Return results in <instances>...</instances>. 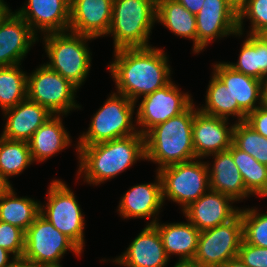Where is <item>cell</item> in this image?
I'll list each match as a JSON object with an SVG mask.
<instances>
[{
  "mask_svg": "<svg viewBox=\"0 0 267 267\" xmlns=\"http://www.w3.org/2000/svg\"><path fill=\"white\" fill-rule=\"evenodd\" d=\"M115 59L108 66L115 80L117 94L126 96L136 104L171 82L168 58L155 47L123 48L114 51Z\"/></svg>",
  "mask_w": 267,
  "mask_h": 267,
  "instance_id": "1",
  "label": "cell"
},
{
  "mask_svg": "<svg viewBox=\"0 0 267 267\" xmlns=\"http://www.w3.org/2000/svg\"><path fill=\"white\" fill-rule=\"evenodd\" d=\"M80 166L89 184H100L116 177L137 160H145V137L139 132L94 145H77Z\"/></svg>",
  "mask_w": 267,
  "mask_h": 267,
  "instance_id": "2",
  "label": "cell"
},
{
  "mask_svg": "<svg viewBox=\"0 0 267 267\" xmlns=\"http://www.w3.org/2000/svg\"><path fill=\"white\" fill-rule=\"evenodd\" d=\"M193 103L182 113L150 129L145 135V160L158 163L157 170L195 160L192 126Z\"/></svg>",
  "mask_w": 267,
  "mask_h": 267,
  "instance_id": "3",
  "label": "cell"
},
{
  "mask_svg": "<svg viewBox=\"0 0 267 267\" xmlns=\"http://www.w3.org/2000/svg\"><path fill=\"white\" fill-rule=\"evenodd\" d=\"M156 21V0H113L108 34L113 36L114 51L150 47L148 39Z\"/></svg>",
  "mask_w": 267,
  "mask_h": 267,
  "instance_id": "4",
  "label": "cell"
},
{
  "mask_svg": "<svg viewBox=\"0 0 267 267\" xmlns=\"http://www.w3.org/2000/svg\"><path fill=\"white\" fill-rule=\"evenodd\" d=\"M91 39L95 38L70 31L44 35V48L50 59L45 65L80 88L91 67V53L86 46Z\"/></svg>",
  "mask_w": 267,
  "mask_h": 267,
  "instance_id": "5",
  "label": "cell"
},
{
  "mask_svg": "<svg viewBox=\"0 0 267 267\" xmlns=\"http://www.w3.org/2000/svg\"><path fill=\"white\" fill-rule=\"evenodd\" d=\"M67 250L77 256L82 250L39 214L25 231V248L21 263L33 267H61L59 261Z\"/></svg>",
  "mask_w": 267,
  "mask_h": 267,
  "instance_id": "6",
  "label": "cell"
},
{
  "mask_svg": "<svg viewBox=\"0 0 267 267\" xmlns=\"http://www.w3.org/2000/svg\"><path fill=\"white\" fill-rule=\"evenodd\" d=\"M135 103L121 94L113 93L94 114L90 127L78 145H94L138 133L133 125ZM134 126V127H133Z\"/></svg>",
  "mask_w": 267,
  "mask_h": 267,
  "instance_id": "7",
  "label": "cell"
},
{
  "mask_svg": "<svg viewBox=\"0 0 267 267\" xmlns=\"http://www.w3.org/2000/svg\"><path fill=\"white\" fill-rule=\"evenodd\" d=\"M162 186L163 200L182 205V211L209 191L207 162L199 159L169 165L157 170Z\"/></svg>",
  "mask_w": 267,
  "mask_h": 267,
  "instance_id": "8",
  "label": "cell"
},
{
  "mask_svg": "<svg viewBox=\"0 0 267 267\" xmlns=\"http://www.w3.org/2000/svg\"><path fill=\"white\" fill-rule=\"evenodd\" d=\"M48 189V203L40 205V214L83 251L85 221L76 196L61 180L51 182Z\"/></svg>",
  "mask_w": 267,
  "mask_h": 267,
  "instance_id": "9",
  "label": "cell"
},
{
  "mask_svg": "<svg viewBox=\"0 0 267 267\" xmlns=\"http://www.w3.org/2000/svg\"><path fill=\"white\" fill-rule=\"evenodd\" d=\"M243 241L241 214L232 220L204 231H200L194 263L201 267H220L237 257Z\"/></svg>",
  "mask_w": 267,
  "mask_h": 267,
  "instance_id": "10",
  "label": "cell"
},
{
  "mask_svg": "<svg viewBox=\"0 0 267 267\" xmlns=\"http://www.w3.org/2000/svg\"><path fill=\"white\" fill-rule=\"evenodd\" d=\"M76 90L73 84L45 64L28 76L27 98L53 115H67L74 108H80L74 100Z\"/></svg>",
  "mask_w": 267,
  "mask_h": 267,
  "instance_id": "11",
  "label": "cell"
},
{
  "mask_svg": "<svg viewBox=\"0 0 267 267\" xmlns=\"http://www.w3.org/2000/svg\"><path fill=\"white\" fill-rule=\"evenodd\" d=\"M192 101L190 95L178 90L172 81L143 97L136 113L135 121L142 128L138 132L145 135L154 126L184 112Z\"/></svg>",
  "mask_w": 267,
  "mask_h": 267,
  "instance_id": "12",
  "label": "cell"
},
{
  "mask_svg": "<svg viewBox=\"0 0 267 267\" xmlns=\"http://www.w3.org/2000/svg\"><path fill=\"white\" fill-rule=\"evenodd\" d=\"M37 34L16 12L5 5L0 11V67L21 65Z\"/></svg>",
  "mask_w": 267,
  "mask_h": 267,
  "instance_id": "13",
  "label": "cell"
},
{
  "mask_svg": "<svg viewBox=\"0 0 267 267\" xmlns=\"http://www.w3.org/2000/svg\"><path fill=\"white\" fill-rule=\"evenodd\" d=\"M196 16L197 53L215 38L241 34L238 31V15L226 0H205Z\"/></svg>",
  "mask_w": 267,
  "mask_h": 267,
  "instance_id": "14",
  "label": "cell"
},
{
  "mask_svg": "<svg viewBox=\"0 0 267 267\" xmlns=\"http://www.w3.org/2000/svg\"><path fill=\"white\" fill-rule=\"evenodd\" d=\"M227 119L205 114L195 109L192 138L196 159L226 151L233 140V127Z\"/></svg>",
  "mask_w": 267,
  "mask_h": 267,
  "instance_id": "15",
  "label": "cell"
},
{
  "mask_svg": "<svg viewBox=\"0 0 267 267\" xmlns=\"http://www.w3.org/2000/svg\"><path fill=\"white\" fill-rule=\"evenodd\" d=\"M113 0H71L69 31L93 38L108 34Z\"/></svg>",
  "mask_w": 267,
  "mask_h": 267,
  "instance_id": "16",
  "label": "cell"
},
{
  "mask_svg": "<svg viewBox=\"0 0 267 267\" xmlns=\"http://www.w3.org/2000/svg\"><path fill=\"white\" fill-rule=\"evenodd\" d=\"M70 3L71 0H28L16 13L35 33L69 32Z\"/></svg>",
  "mask_w": 267,
  "mask_h": 267,
  "instance_id": "17",
  "label": "cell"
},
{
  "mask_svg": "<svg viewBox=\"0 0 267 267\" xmlns=\"http://www.w3.org/2000/svg\"><path fill=\"white\" fill-rule=\"evenodd\" d=\"M229 202L235 201L228 195L209 189L208 193L192 202L183 213L199 231H204L229 222L239 213Z\"/></svg>",
  "mask_w": 267,
  "mask_h": 267,
  "instance_id": "18",
  "label": "cell"
},
{
  "mask_svg": "<svg viewBox=\"0 0 267 267\" xmlns=\"http://www.w3.org/2000/svg\"><path fill=\"white\" fill-rule=\"evenodd\" d=\"M169 258L154 225H146L127 250L113 262L126 267H166Z\"/></svg>",
  "mask_w": 267,
  "mask_h": 267,
  "instance_id": "19",
  "label": "cell"
},
{
  "mask_svg": "<svg viewBox=\"0 0 267 267\" xmlns=\"http://www.w3.org/2000/svg\"><path fill=\"white\" fill-rule=\"evenodd\" d=\"M7 117L1 136L9 140L28 142L35 131L52 116L45 107L28 98L3 111Z\"/></svg>",
  "mask_w": 267,
  "mask_h": 267,
  "instance_id": "20",
  "label": "cell"
},
{
  "mask_svg": "<svg viewBox=\"0 0 267 267\" xmlns=\"http://www.w3.org/2000/svg\"><path fill=\"white\" fill-rule=\"evenodd\" d=\"M213 66V73L228 87L233 104H238L247 115L262 106V81L235 71L227 62Z\"/></svg>",
  "mask_w": 267,
  "mask_h": 267,
  "instance_id": "21",
  "label": "cell"
},
{
  "mask_svg": "<svg viewBox=\"0 0 267 267\" xmlns=\"http://www.w3.org/2000/svg\"><path fill=\"white\" fill-rule=\"evenodd\" d=\"M154 183L131 187L119 202V213L123 218H146L158 215L164 200L161 179L157 172Z\"/></svg>",
  "mask_w": 267,
  "mask_h": 267,
  "instance_id": "22",
  "label": "cell"
},
{
  "mask_svg": "<svg viewBox=\"0 0 267 267\" xmlns=\"http://www.w3.org/2000/svg\"><path fill=\"white\" fill-rule=\"evenodd\" d=\"M213 155L215 161L212 169L209 167L210 164H207L210 190L228 195L234 201H239L252 195L244 185L232 154L226 150Z\"/></svg>",
  "mask_w": 267,
  "mask_h": 267,
  "instance_id": "23",
  "label": "cell"
},
{
  "mask_svg": "<svg viewBox=\"0 0 267 267\" xmlns=\"http://www.w3.org/2000/svg\"><path fill=\"white\" fill-rule=\"evenodd\" d=\"M156 218H153L154 220L148 225H154L157 228L167 257L170 258V254H176L179 256V262L193 261L200 231L189 221L188 223L159 224Z\"/></svg>",
  "mask_w": 267,
  "mask_h": 267,
  "instance_id": "24",
  "label": "cell"
},
{
  "mask_svg": "<svg viewBox=\"0 0 267 267\" xmlns=\"http://www.w3.org/2000/svg\"><path fill=\"white\" fill-rule=\"evenodd\" d=\"M71 144L60 115L50 116L28 141L33 162L44 161Z\"/></svg>",
  "mask_w": 267,
  "mask_h": 267,
  "instance_id": "25",
  "label": "cell"
},
{
  "mask_svg": "<svg viewBox=\"0 0 267 267\" xmlns=\"http://www.w3.org/2000/svg\"><path fill=\"white\" fill-rule=\"evenodd\" d=\"M156 21L161 22L175 35L194 41L197 53L196 16L177 0H156Z\"/></svg>",
  "mask_w": 267,
  "mask_h": 267,
  "instance_id": "26",
  "label": "cell"
},
{
  "mask_svg": "<svg viewBox=\"0 0 267 267\" xmlns=\"http://www.w3.org/2000/svg\"><path fill=\"white\" fill-rule=\"evenodd\" d=\"M235 71L263 81L267 77V44L259 35L248 34L238 62L228 63Z\"/></svg>",
  "mask_w": 267,
  "mask_h": 267,
  "instance_id": "27",
  "label": "cell"
},
{
  "mask_svg": "<svg viewBox=\"0 0 267 267\" xmlns=\"http://www.w3.org/2000/svg\"><path fill=\"white\" fill-rule=\"evenodd\" d=\"M12 189L0 198V221L26 231L40 214V203L31 198L16 197Z\"/></svg>",
  "mask_w": 267,
  "mask_h": 267,
  "instance_id": "28",
  "label": "cell"
},
{
  "mask_svg": "<svg viewBox=\"0 0 267 267\" xmlns=\"http://www.w3.org/2000/svg\"><path fill=\"white\" fill-rule=\"evenodd\" d=\"M206 106L199 109L201 112L229 120L228 116L238 117V122L246 121L247 114L238 106L233 104L232 96L228 87L213 73L206 94Z\"/></svg>",
  "mask_w": 267,
  "mask_h": 267,
  "instance_id": "29",
  "label": "cell"
},
{
  "mask_svg": "<svg viewBox=\"0 0 267 267\" xmlns=\"http://www.w3.org/2000/svg\"><path fill=\"white\" fill-rule=\"evenodd\" d=\"M228 151L232 154L246 189L251 194L264 197L267 194V166L238 149L233 143Z\"/></svg>",
  "mask_w": 267,
  "mask_h": 267,
  "instance_id": "30",
  "label": "cell"
},
{
  "mask_svg": "<svg viewBox=\"0 0 267 267\" xmlns=\"http://www.w3.org/2000/svg\"><path fill=\"white\" fill-rule=\"evenodd\" d=\"M20 65L0 67V106L2 111L27 99L28 75Z\"/></svg>",
  "mask_w": 267,
  "mask_h": 267,
  "instance_id": "31",
  "label": "cell"
},
{
  "mask_svg": "<svg viewBox=\"0 0 267 267\" xmlns=\"http://www.w3.org/2000/svg\"><path fill=\"white\" fill-rule=\"evenodd\" d=\"M33 163L28 142L0 137V172L7 178Z\"/></svg>",
  "mask_w": 267,
  "mask_h": 267,
  "instance_id": "32",
  "label": "cell"
},
{
  "mask_svg": "<svg viewBox=\"0 0 267 267\" xmlns=\"http://www.w3.org/2000/svg\"><path fill=\"white\" fill-rule=\"evenodd\" d=\"M232 143L267 166V138L256 132L245 121L234 123Z\"/></svg>",
  "mask_w": 267,
  "mask_h": 267,
  "instance_id": "33",
  "label": "cell"
},
{
  "mask_svg": "<svg viewBox=\"0 0 267 267\" xmlns=\"http://www.w3.org/2000/svg\"><path fill=\"white\" fill-rule=\"evenodd\" d=\"M243 224V240L251 245L267 248V213L257 209H239Z\"/></svg>",
  "mask_w": 267,
  "mask_h": 267,
  "instance_id": "34",
  "label": "cell"
},
{
  "mask_svg": "<svg viewBox=\"0 0 267 267\" xmlns=\"http://www.w3.org/2000/svg\"><path fill=\"white\" fill-rule=\"evenodd\" d=\"M251 21V35H259L267 31V0H249L247 5L238 14V31L243 34L242 24L244 18Z\"/></svg>",
  "mask_w": 267,
  "mask_h": 267,
  "instance_id": "35",
  "label": "cell"
},
{
  "mask_svg": "<svg viewBox=\"0 0 267 267\" xmlns=\"http://www.w3.org/2000/svg\"><path fill=\"white\" fill-rule=\"evenodd\" d=\"M0 247L12 253L13 258L21 261L25 248V231L0 221Z\"/></svg>",
  "mask_w": 267,
  "mask_h": 267,
  "instance_id": "36",
  "label": "cell"
},
{
  "mask_svg": "<svg viewBox=\"0 0 267 267\" xmlns=\"http://www.w3.org/2000/svg\"><path fill=\"white\" fill-rule=\"evenodd\" d=\"M237 256L247 267H267V248L251 245L243 240Z\"/></svg>",
  "mask_w": 267,
  "mask_h": 267,
  "instance_id": "37",
  "label": "cell"
},
{
  "mask_svg": "<svg viewBox=\"0 0 267 267\" xmlns=\"http://www.w3.org/2000/svg\"><path fill=\"white\" fill-rule=\"evenodd\" d=\"M245 122L256 132L267 138V107L262 105L250 112Z\"/></svg>",
  "mask_w": 267,
  "mask_h": 267,
  "instance_id": "38",
  "label": "cell"
},
{
  "mask_svg": "<svg viewBox=\"0 0 267 267\" xmlns=\"http://www.w3.org/2000/svg\"><path fill=\"white\" fill-rule=\"evenodd\" d=\"M177 1L181 3L189 12L196 15L201 10L205 0H177Z\"/></svg>",
  "mask_w": 267,
  "mask_h": 267,
  "instance_id": "39",
  "label": "cell"
},
{
  "mask_svg": "<svg viewBox=\"0 0 267 267\" xmlns=\"http://www.w3.org/2000/svg\"><path fill=\"white\" fill-rule=\"evenodd\" d=\"M9 251L0 247V267H15L20 261L16 258H12L13 260H9Z\"/></svg>",
  "mask_w": 267,
  "mask_h": 267,
  "instance_id": "40",
  "label": "cell"
},
{
  "mask_svg": "<svg viewBox=\"0 0 267 267\" xmlns=\"http://www.w3.org/2000/svg\"><path fill=\"white\" fill-rule=\"evenodd\" d=\"M8 179L0 172V198L7 195L13 188Z\"/></svg>",
  "mask_w": 267,
  "mask_h": 267,
  "instance_id": "41",
  "label": "cell"
},
{
  "mask_svg": "<svg viewBox=\"0 0 267 267\" xmlns=\"http://www.w3.org/2000/svg\"><path fill=\"white\" fill-rule=\"evenodd\" d=\"M249 0H226L227 4L238 15L241 10L247 5Z\"/></svg>",
  "mask_w": 267,
  "mask_h": 267,
  "instance_id": "42",
  "label": "cell"
},
{
  "mask_svg": "<svg viewBox=\"0 0 267 267\" xmlns=\"http://www.w3.org/2000/svg\"><path fill=\"white\" fill-rule=\"evenodd\" d=\"M220 267H247L239 257H234Z\"/></svg>",
  "mask_w": 267,
  "mask_h": 267,
  "instance_id": "43",
  "label": "cell"
},
{
  "mask_svg": "<svg viewBox=\"0 0 267 267\" xmlns=\"http://www.w3.org/2000/svg\"><path fill=\"white\" fill-rule=\"evenodd\" d=\"M262 105L267 107V77L262 81Z\"/></svg>",
  "mask_w": 267,
  "mask_h": 267,
  "instance_id": "44",
  "label": "cell"
},
{
  "mask_svg": "<svg viewBox=\"0 0 267 267\" xmlns=\"http://www.w3.org/2000/svg\"><path fill=\"white\" fill-rule=\"evenodd\" d=\"M174 267H201L199 264H196L192 261H182V262H177Z\"/></svg>",
  "mask_w": 267,
  "mask_h": 267,
  "instance_id": "45",
  "label": "cell"
},
{
  "mask_svg": "<svg viewBox=\"0 0 267 267\" xmlns=\"http://www.w3.org/2000/svg\"><path fill=\"white\" fill-rule=\"evenodd\" d=\"M259 36L265 41L267 44V31L261 32Z\"/></svg>",
  "mask_w": 267,
  "mask_h": 267,
  "instance_id": "46",
  "label": "cell"
},
{
  "mask_svg": "<svg viewBox=\"0 0 267 267\" xmlns=\"http://www.w3.org/2000/svg\"><path fill=\"white\" fill-rule=\"evenodd\" d=\"M15 267H33L19 262Z\"/></svg>",
  "mask_w": 267,
  "mask_h": 267,
  "instance_id": "47",
  "label": "cell"
},
{
  "mask_svg": "<svg viewBox=\"0 0 267 267\" xmlns=\"http://www.w3.org/2000/svg\"><path fill=\"white\" fill-rule=\"evenodd\" d=\"M6 4L4 3L3 0H0V11L3 9V7L5 6Z\"/></svg>",
  "mask_w": 267,
  "mask_h": 267,
  "instance_id": "48",
  "label": "cell"
}]
</instances>
